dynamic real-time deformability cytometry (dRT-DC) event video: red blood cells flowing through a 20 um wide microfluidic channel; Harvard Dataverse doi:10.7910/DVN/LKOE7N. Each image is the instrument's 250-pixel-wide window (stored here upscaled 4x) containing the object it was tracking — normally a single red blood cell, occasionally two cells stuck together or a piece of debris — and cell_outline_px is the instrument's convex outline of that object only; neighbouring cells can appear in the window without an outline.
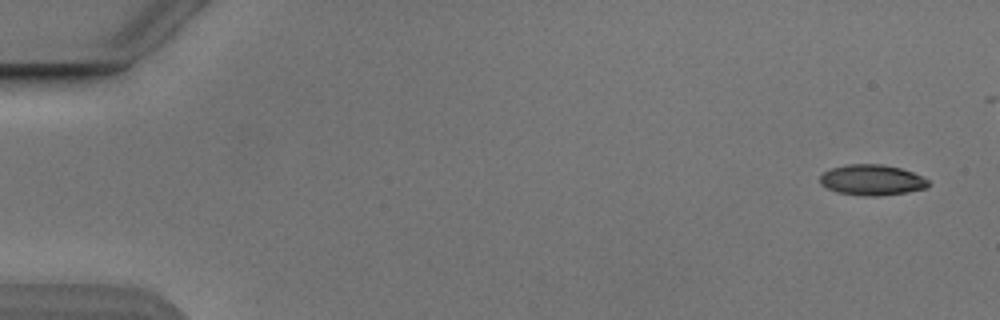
{"species": "Egyptian fruit bat (a non-hibernating species)", "species_latin": "Rousettus aegyptiacus", "temperature_condition": "cold", "stored_images_in_passage": 45, "camera_frame_rate_fps": 3000, "um_per_image_px": 0.085, "animal": {"sex": "male"}, "frame": {"image": 1, "passage_image": 1, "time_ms": 0.0, "image_size_px": [1000, 320], "cell_outline_px": [[928, 188], [880, 196], [864, 196], [836, 192], [820, 184], [820, 176], [824, 172], [832, 168], [848, 164], [880, 164], [900, 168], [912, 172], [928, 180]], "centroid_in_image_um": [74.09, 15.3], "position_along_channel_um": 10.9, "area_um2": 19.19}}
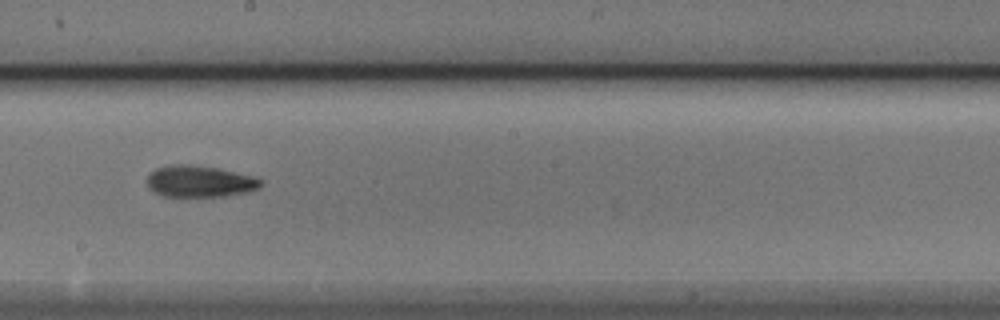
{"frame": {"image": 2, "passage_image": 29, "time_ms": 9.333, "image_size_px": [1000, 320], "cell_outline_px": [[260, 188], [248, 192], [224, 196], [164, 196], [152, 192], [148, 188], [148, 176], [156, 168], [168, 164], [192, 164], [216, 168], [252, 176], [260, 180]], "centroid_in_image_um": [16.93, 15.41], "position_along_channel_um": 231.3, "area_um2": 20.81}}
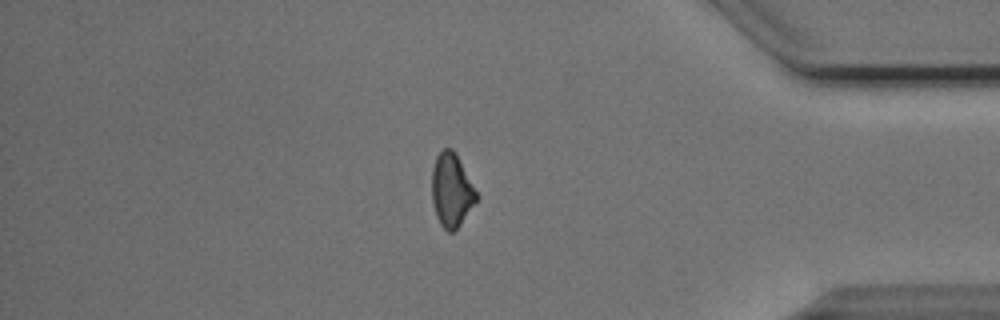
{"frame": {"image": 3, "passage_image": 44, "time_ms": 14.333, "image_size_px": [1000, 320], "cell_outline_px": [[480, 196], [460, 224], [452, 232], [448, 232], [440, 224], [436, 216], [432, 200], [432, 168], [436, 156], [444, 148], [452, 148], [456, 152]], "centroid_in_image_um": [38.39, 16.14], "position_along_channel_um": 396.8, "area_um2": 19.25}}